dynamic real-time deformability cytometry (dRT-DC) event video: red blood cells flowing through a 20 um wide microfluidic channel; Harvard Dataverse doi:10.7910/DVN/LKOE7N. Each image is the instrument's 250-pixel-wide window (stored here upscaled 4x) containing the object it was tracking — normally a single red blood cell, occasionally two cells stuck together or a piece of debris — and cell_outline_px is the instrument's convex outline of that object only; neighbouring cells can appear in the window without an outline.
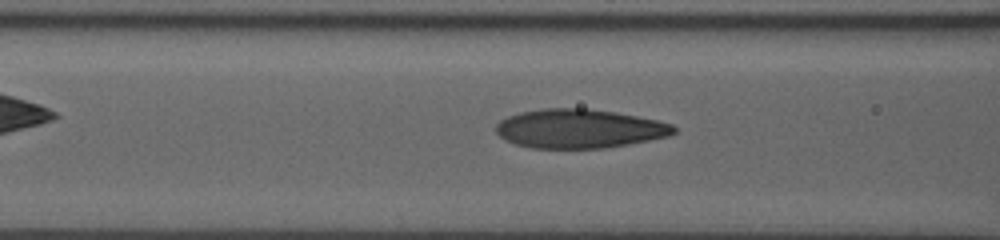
{"species": "human", "species_latin": "Homo sapiens", "temperature_condition": "room temperature", "stored_images_in_passage": 44, "camera_frame_rate_fps": 3000, "um_per_image_px": 0.085, "donor": {"sex": "male"}, "frame": {"image": 1, "passage_image": 21, "time_ms": 6.667, "image_size_px": [1000, 240], "cell_outline_px": [[676, 132], [668, 136], [628, 144], [604, 148], [528, 148], [504, 140], [496, 132], [496, 124], [500, 120], [508, 116], [520, 112], [544, 108], [584, 108], [612, 112], [636, 116], [656, 120], [672, 124], [676, 128]], "centroid_in_image_um": [49.2, 10.94], "position_along_channel_um": 117.4, "area_um2": 40.29}}
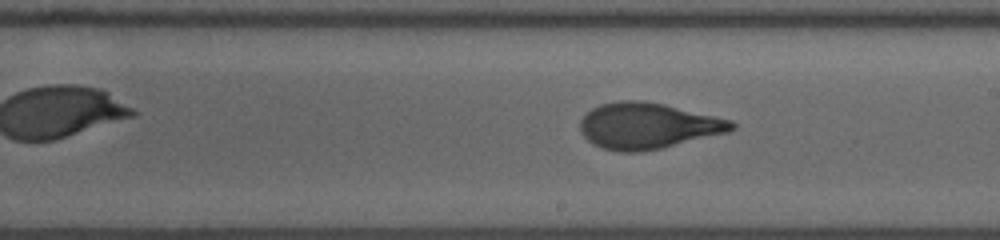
{"frame": {"image": 2, "passage_image": 30, "time_ms": 9.667, "image_size_px": [1000, 240], "cell_outline_px": [[736, 128], [728, 132], [660, 148], [640, 152], [620, 152], [600, 148], [592, 144], [580, 132], [580, 120], [592, 108], [600, 104], [620, 100], [640, 100], [664, 104], [732, 120], [736, 124]], "centroid_in_image_um": [55.03, 10.69], "position_along_channel_um": 234.0, "area_um2": 40.58}}
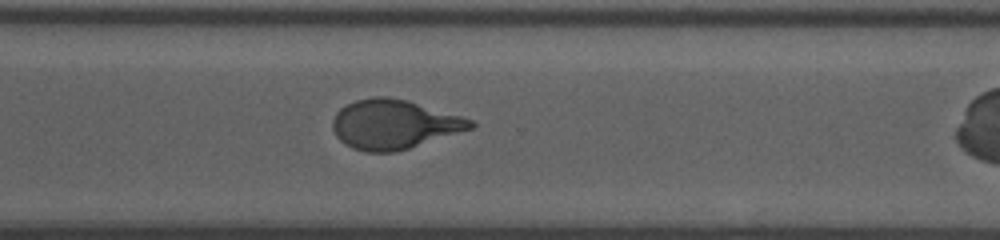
{"frame": {"image": 3, "passage_image": 38, "time_ms": 12.333, "image_size_px": [1000, 240], "cell_outline_px": [[476, 124], [472, 128], [396, 152], [364, 152], [352, 148], [344, 144], [336, 136], [332, 128], [332, 120], [336, 112], [340, 108], [356, 100], [376, 96], [388, 96], [408, 100], [460, 116], [472, 120]], "centroid_in_image_um": [33.44, 10.57], "position_along_channel_um": 337.2, "area_um2": 39.48}}